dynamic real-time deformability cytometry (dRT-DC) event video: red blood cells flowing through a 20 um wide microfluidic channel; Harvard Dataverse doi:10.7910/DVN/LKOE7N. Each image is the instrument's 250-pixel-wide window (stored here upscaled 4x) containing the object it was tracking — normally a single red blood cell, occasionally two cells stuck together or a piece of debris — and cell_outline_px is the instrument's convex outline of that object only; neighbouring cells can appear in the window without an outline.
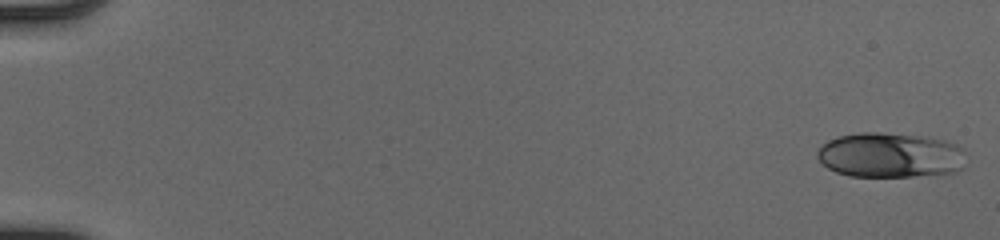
{"species": "human", "species_latin": "Homo sapiens", "temperature_condition": "cold", "stored_images_in_passage": 51, "camera_frame_rate_fps": 3000, "um_per_image_px": 0.085, "donor": {"sex": "male"}, "frame": {"image": 1, "passage_image": 1, "time_ms": 0.0, "image_size_px": [1000, 240], "cell_outline_px": [[964, 168], [956, 172], [912, 176], [848, 176], [836, 172], [828, 168], [816, 156], [816, 152], [828, 140], [840, 136], [864, 132], [880, 132], [924, 136], [944, 140], [956, 144], [964, 152]], "centroid_in_image_um": [75.68, 13.19], "position_along_channel_um": 9.3, "area_um2": 38.96}}
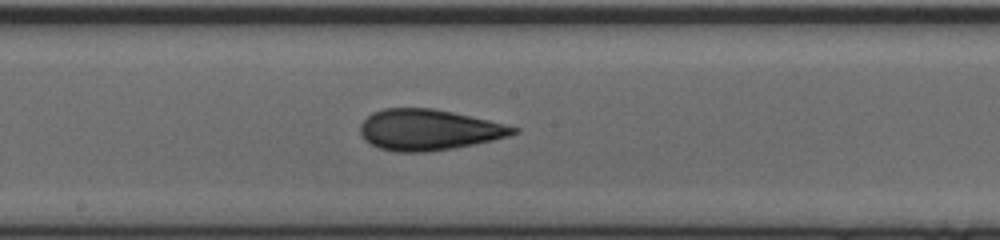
{"frame": {"image": 2, "passage_image": 29, "time_ms": 9.333, "image_size_px": [1000, 240], "cell_outline_px": [[520, 132], [508, 136], [492, 140], [452, 148], [424, 152], [396, 152], [380, 148], [364, 140], [360, 132], [360, 124], [372, 112], [384, 108], [432, 108], [452, 112], [488, 120], [520, 128]], "centroid_in_image_um": [36.42, 11.03], "position_along_channel_um": 211.8, "area_um2": 36.24}}
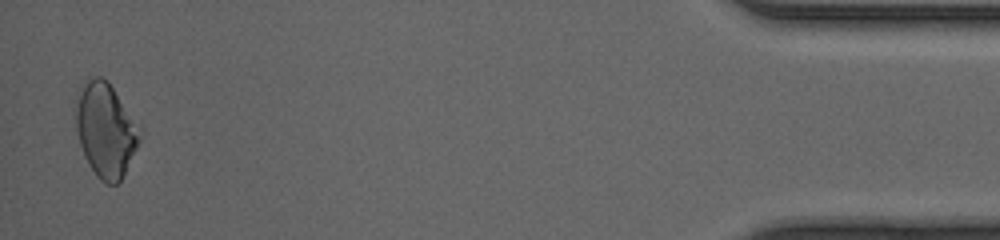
{"frame": {"image": 3, "passage_image": 50, "time_ms": 16.333, "image_size_px": [1000, 240], "cell_outline_px": [[140, 140], [120, 180], [116, 184], [104, 184], [96, 176], [88, 164], [80, 144], [72, 112], [76, 92], [84, 80], [96, 76], [100, 76], [108, 80], [140, 124]], "centroid_in_image_um": [8.93, 10.97], "position_along_channel_um": 426.3, "area_um2": 35.89}, "authors_computed_cell_mechanics": {"area_um2": 35.7204, "velocity_mm_per_s": 4.1447, "shape_relaxation_time_tau1_ms": 5.0906, "shape_relaxation_time_tau2_ms": 1.7629, "deformation_change_tau1": 0.1523, "deformation_change_tau2": 0.0644}}